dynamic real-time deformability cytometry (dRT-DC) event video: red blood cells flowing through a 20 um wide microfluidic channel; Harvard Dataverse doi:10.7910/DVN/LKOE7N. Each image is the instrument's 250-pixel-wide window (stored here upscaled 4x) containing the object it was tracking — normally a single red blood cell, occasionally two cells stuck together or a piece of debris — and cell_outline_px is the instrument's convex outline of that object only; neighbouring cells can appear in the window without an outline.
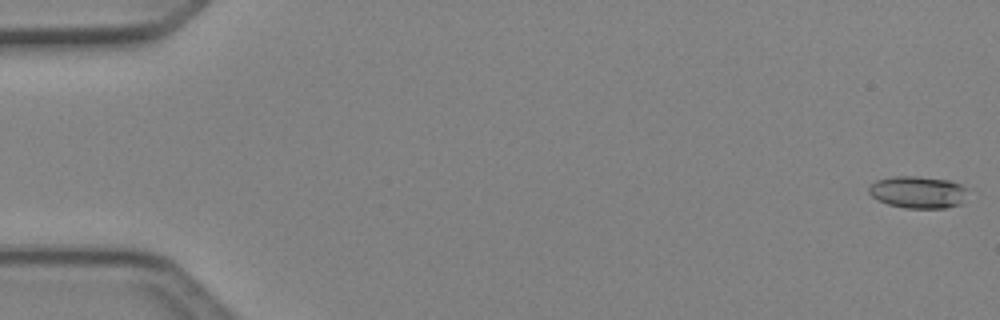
{"species": "Egyptian fruit bat (a non-hibernating species)", "species_latin": "Rousettus aegyptiacus", "temperature_condition": "cold", "stored_images_in_passage": 5, "camera_frame_rate_fps": 3000, "um_per_image_px": 0.085, "animal": {"sex": "female"}, "frame": {"image": 1, "passage_image": 1, "time_ms": 0.0, "image_size_px": [1000, 320], "cell_outline_px": [[968, 188], [960, 204], [944, 208], [904, 208], [888, 204], [872, 196], [868, 192], [868, 188], [876, 180], [896, 176], [916, 176], [948, 180], [960, 184]], "centroid_in_image_um": [78.02, 16.33], "position_along_channel_um": 7.0, "area_um2": 18.32}}